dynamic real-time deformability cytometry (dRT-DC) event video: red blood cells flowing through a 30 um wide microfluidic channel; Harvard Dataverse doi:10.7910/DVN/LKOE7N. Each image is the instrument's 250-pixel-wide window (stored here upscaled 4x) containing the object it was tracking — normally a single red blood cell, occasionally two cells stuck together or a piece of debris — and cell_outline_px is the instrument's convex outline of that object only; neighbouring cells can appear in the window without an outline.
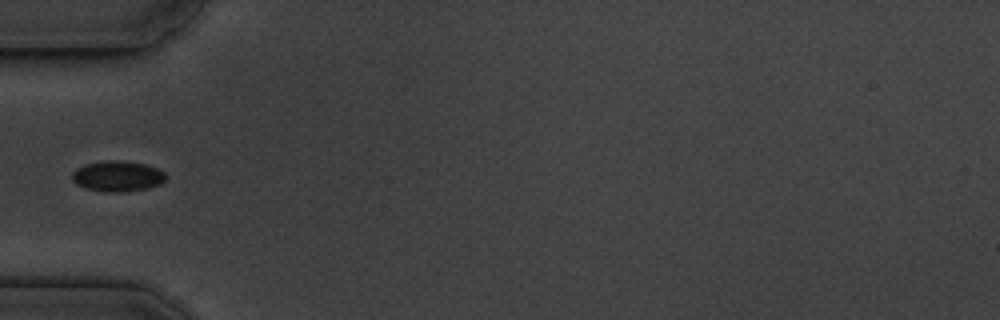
{"species": "common noctule bat (a hibernating species)", "species_latin": "Nyctalus noctula", "temperature_condition": "cold", "stored_images_in_passage": 38, "camera_frame_rate_fps": 3000, "um_per_image_px": 0.085, "animal": {"sex": "male", "body_mass_g": 19.5, "forearm_length_mm": 54.6}, "frame": {"image": 1, "passage_image": 1, "time_ms": 0.0, "image_size_px": [1000, 320], "cell_outline_px": [[164, 180], [160, 184], [148, 188], [120, 192], [108, 192], [88, 188], [76, 184], [72, 180], [72, 172], [76, 168], [84, 164], [108, 160], [116, 160], [144, 164], [156, 168], [164, 172]], "centroid_in_image_um": [9.95, 14.97], "position_along_channel_um": 75.0, "area_um2": 16.47}}
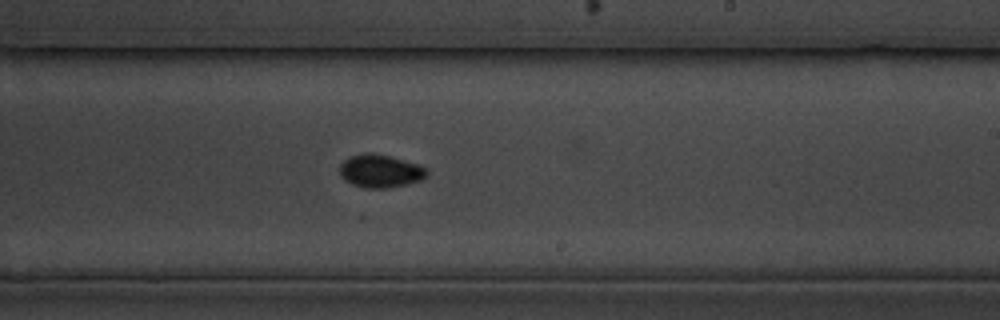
{"frame": {"image": 2, "passage_image": 16, "time_ms": 5.0, "image_size_px": [1000, 320], "cell_outline_px": [[428, 176], [420, 180], [408, 184], [388, 188], [364, 188], [352, 184], [344, 180], [340, 176], [340, 164], [348, 156], [364, 152], [372, 152], [420, 164], [428, 172]], "centroid_in_image_um": [32.3, 14.53], "position_along_channel_um": 256.7, "area_um2": 16.99}}
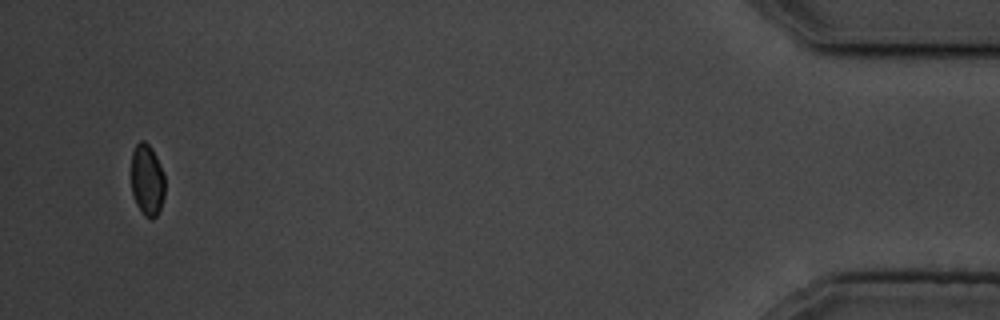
{"frame": {"image": 3, "passage_image": 36, "time_ms": 11.667, "image_size_px": [1000, 320], "cell_outline_px": [[164, 196], [160, 208], [156, 216], [152, 220], [148, 220], [144, 216], [136, 204], [132, 192], [132, 152], [136, 144], [140, 140], [144, 140], [152, 148], [164, 172]], "centroid_in_image_um": [12.51, 15.31], "position_along_channel_um": 422.7, "area_um2": 14.16}}